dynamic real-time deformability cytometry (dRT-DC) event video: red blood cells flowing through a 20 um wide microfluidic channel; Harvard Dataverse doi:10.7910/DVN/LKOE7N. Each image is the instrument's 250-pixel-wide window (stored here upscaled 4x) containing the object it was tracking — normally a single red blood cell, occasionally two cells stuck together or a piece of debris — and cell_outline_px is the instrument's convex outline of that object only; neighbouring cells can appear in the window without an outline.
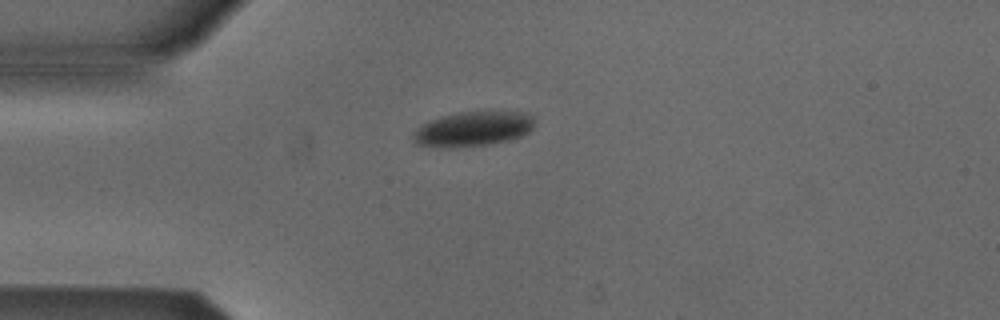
{"species": "Egyptian fruit bat (a non-hibernating species)", "species_latin": "Rousettus aegyptiacus", "temperature_condition": "cold", "stored_images_in_passage": 3, "camera_frame_rate_fps": 3000, "um_per_image_px": 0.085, "animal": {"sex": "male"}, "frame": {"image": 1, "passage_image": 1, "time_ms": 0.0, "image_size_px": [1000, 320], "cell_outline_px": [[536, 116], [532, 128], [528, 132], [520, 136], [508, 140], [488, 144], [452, 148], [432, 148], [416, 144], [412, 136], [424, 124], [432, 120], [444, 116], [460, 112], [524, 112]], "centroid_in_image_um": [40.23, 10.98], "position_along_channel_um": 44.8, "area_um2": 24.39}}
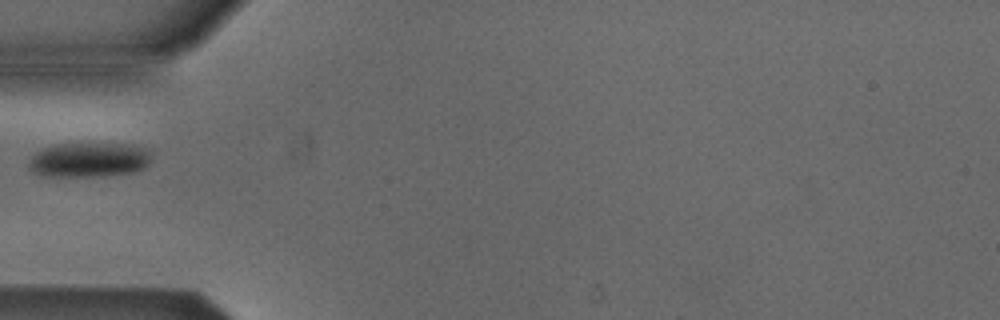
{"frame": {"image": 2, "passage_image": 2, "time_ms": 1.333, "image_size_px": [1000, 320], "cell_outline_px": [[152, 160], [144, 168], [132, 172], [100, 176], [40, 176], [32, 172], [28, 168], [28, 160], [40, 148], [52, 144], [132, 144], [148, 148], [152, 152]], "centroid_in_image_um": [7.55, 13.58], "position_along_channel_um": 77.4, "area_um2": 25.26}}
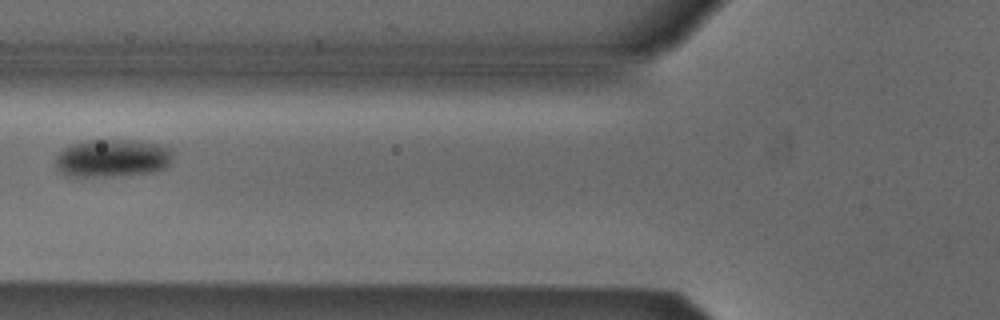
{"frame": {"image": 3, "passage_image": 3, "time_ms": 2.333, "image_size_px": [1000, 320], "cell_outline_px": [[172, 160], [164, 168], [148, 172], [104, 176], [72, 176], [60, 172], [56, 168], [56, 156], [68, 144], [88, 140], [140, 140], [160, 144], [172, 148]], "centroid_in_image_um": [9.55, 13.41], "position_along_channel_um": 116.3, "area_um2": 25.84}}